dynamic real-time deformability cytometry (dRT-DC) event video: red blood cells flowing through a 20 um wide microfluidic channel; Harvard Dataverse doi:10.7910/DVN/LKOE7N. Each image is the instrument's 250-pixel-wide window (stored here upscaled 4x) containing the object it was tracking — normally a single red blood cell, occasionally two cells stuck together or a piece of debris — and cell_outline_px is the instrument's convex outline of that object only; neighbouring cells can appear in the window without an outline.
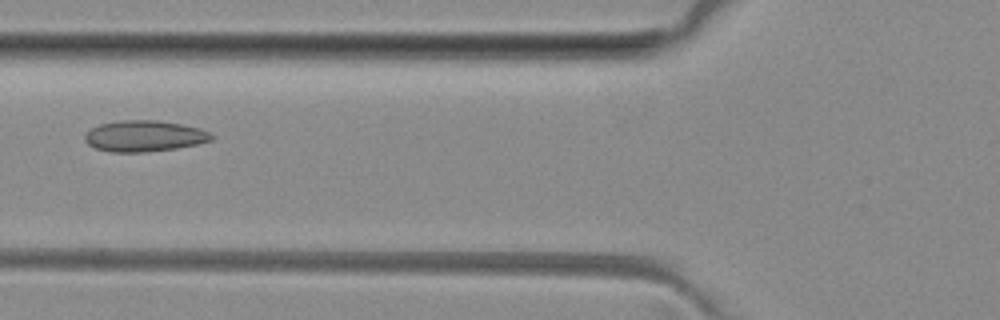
{"species": "common noctule bat (a hibernating species)", "species_latin": "Nyctalus noctula", "temperature_condition": "room temperature", "stored_images_in_passage": 6, "camera_frame_rate_fps": 3000, "um_per_image_px": 0.085, "animal": {"sex": "female", "body_mass_g": 29.2, "forearm_length_mm": 56.3}, "frame": {"image": 1, "passage_image": 6, "time_ms": 5.667, "image_size_px": [1000, 320], "cell_outline_px": [[212, 140], [196, 144], [176, 148], [144, 152], [112, 152], [96, 148], [88, 144], [84, 140], [84, 136], [92, 128], [100, 124], [120, 120], [156, 120], [180, 124], [200, 128], [208, 132], [212, 136]], "centroid_in_image_um": [12.24, 11.56], "position_along_channel_um": 113.6, "area_um2": 22.72}}